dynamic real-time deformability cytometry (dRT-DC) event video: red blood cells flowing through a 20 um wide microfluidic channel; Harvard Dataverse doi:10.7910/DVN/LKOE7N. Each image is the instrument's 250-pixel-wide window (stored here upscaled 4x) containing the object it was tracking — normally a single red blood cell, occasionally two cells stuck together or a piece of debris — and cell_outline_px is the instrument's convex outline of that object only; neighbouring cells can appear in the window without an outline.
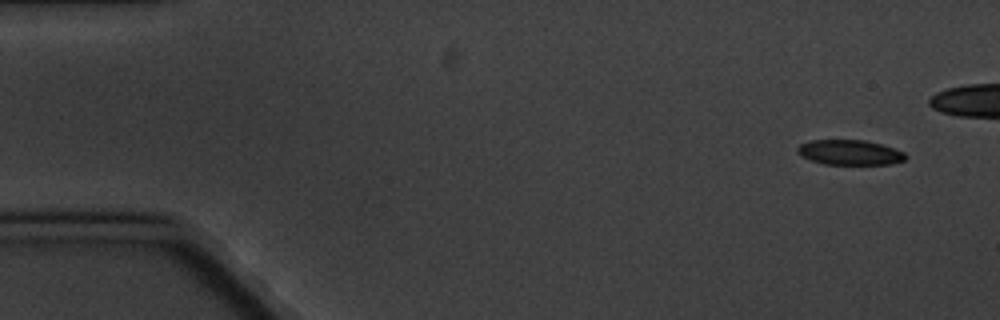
{"species": "common noctule bat (a hibernating species)", "species_latin": "Nyctalus noctula", "temperature_condition": "cold", "stored_images_in_passage": 7, "camera_frame_rate_fps": 3000, "um_per_image_px": 0.085, "animal": {"sex": "male", "body_mass_g": 20.1, "forearm_length_mm": 53.5}, "frame": {"image": 1, "passage_image": 1, "time_ms": 0.0, "image_size_px": [1000, 320], "cell_outline_px": [[908, 156], [904, 160], [892, 164], [824, 164], [800, 156], [796, 152], [796, 148], [800, 144], [808, 140], [864, 140], [880, 144], [904, 152]], "centroid_in_image_um": [72.19, 12.95], "position_along_channel_um": 12.8, "area_um2": 15.78}}